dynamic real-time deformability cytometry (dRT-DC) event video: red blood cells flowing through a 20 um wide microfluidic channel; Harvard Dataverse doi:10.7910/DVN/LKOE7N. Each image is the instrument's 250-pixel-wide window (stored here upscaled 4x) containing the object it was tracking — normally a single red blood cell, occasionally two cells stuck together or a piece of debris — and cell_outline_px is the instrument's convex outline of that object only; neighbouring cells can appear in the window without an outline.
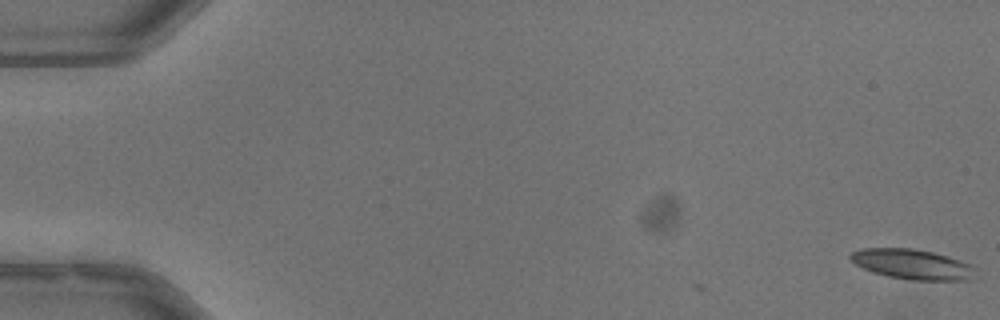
{"species": "common noctule bat (a hibernating species)", "species_latin": "Nyctalus noctula", "temperature_condition": "warm", "stored_images_in_passage": 3, "camera_frame_rate_fps": 3000, "um_per_image_px": 0.085, "animal": {"sex": "male", "body_mass_g": 13.3}, "frame": {"image": 1, "passage_image": 1, "time_ms": 0.0, "image_size_px": [1000, 320], "cell_outline_px": [[968, 280], [912, 280], [888, 276], [872, 272], [856, 264], [848, 256], [852, 252], [860, 248], [912, 248], [932, 252], [968, 264]], "centroid_in_image_um": [77.36, 22.44], "position_along_channel_um": 7.6, "area_um2": 20.98}}